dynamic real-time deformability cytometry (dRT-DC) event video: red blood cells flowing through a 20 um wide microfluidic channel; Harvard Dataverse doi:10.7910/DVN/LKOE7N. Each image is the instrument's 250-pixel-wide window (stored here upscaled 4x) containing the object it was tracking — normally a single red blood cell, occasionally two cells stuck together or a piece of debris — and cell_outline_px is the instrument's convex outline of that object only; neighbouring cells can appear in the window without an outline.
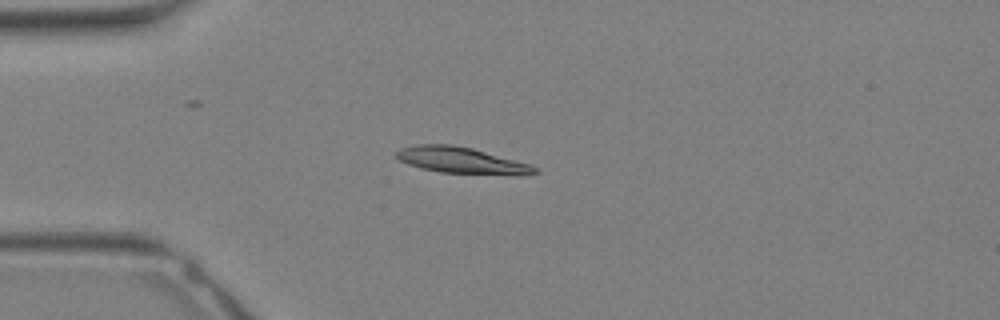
{"species": "Egyptian fruit bat (a non-hibernating species)", "species_latin": "Rousettus aegyptiacus", "temperature_condition": "warm", "stored_images_in_passage": 32, "camera_frame_rate_fps": 3000, "um_per_image_px": 0.085, "animal": {"sex": "female"}, "frame": {"image": 1, "passage_image": 8, "time_ms": 2.333, "image_size_px": [1000, 320], "cell_outline_px": [[540, 172], [440, 172], [420, 168], [408, 164], [392, 156], [400, 148], [416, 144], [452, 144], [472, 148], [528, 164], [536, 168]], "centroid_in_image_um": [38.95, 13.56], "position_along_channel_um": 46.1, "area_um2": 19.88}}
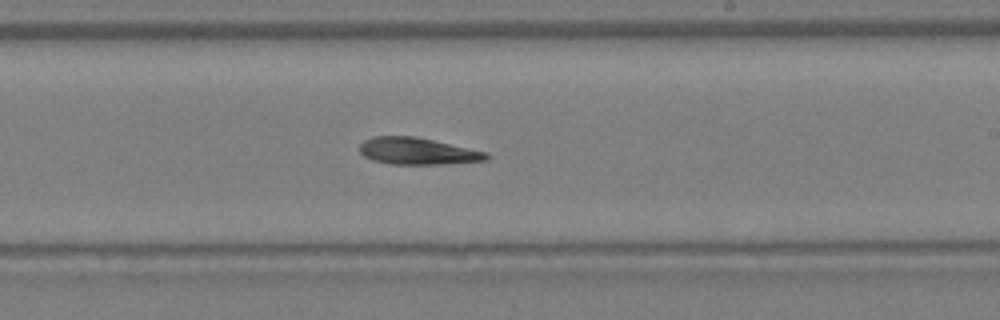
{"frame": {"image": 2, "passage_image": 19, "time_ms": 6.0, "image_size_px": [1000, 320], "cell_outline_px": [[488, 160], [436, 164], [392, 164], [372, 160], [364, 156], [360, 152], [360, 144], [364, 140], [372, 136], [416, 136], [488, 152]], "centroid_in_image_um": [35.47, 12.84], "position_along_channel_um": 253.5, "area_um2": 19.77}}
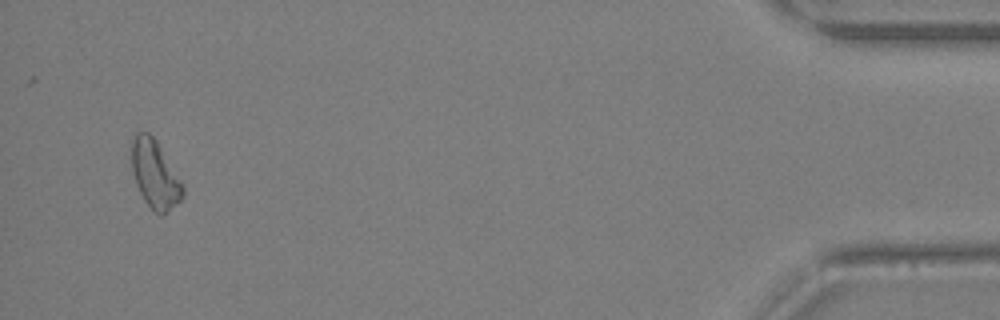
{"frame": {"image": 3, "passage_image": 31, "time_ms": 10.0, "image_size_px": [1000, 320], "cell_outline_px": [[184, 196], [180, 200], [160, 216], [144, 200], [136, 184], [132, 172], [132, 136], [136, 132], [148, 132], [156, 140], [184, 184]], "centroid_in_image_um": [13.17, 14.79], "position_along_channel_um": 422.0, "area_um2": 20.11}}